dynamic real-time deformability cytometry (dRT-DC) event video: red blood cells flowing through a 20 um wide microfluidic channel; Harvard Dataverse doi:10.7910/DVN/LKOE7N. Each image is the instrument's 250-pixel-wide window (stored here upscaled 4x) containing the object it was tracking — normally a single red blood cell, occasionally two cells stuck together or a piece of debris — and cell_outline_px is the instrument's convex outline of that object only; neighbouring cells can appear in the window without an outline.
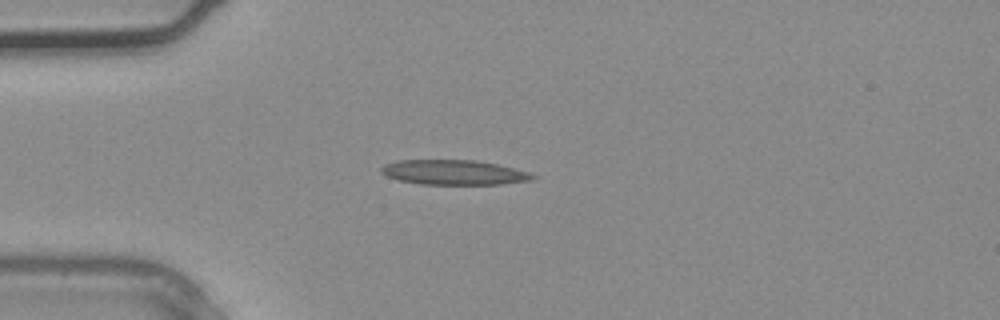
{"species": "common noctule bat (a hibernating species)", "species_latin": "Nyctalus noctula", "temperature_condition": "warm", "stored_images_in_passage": 1, "camera_frame_rate_fps": 3000, "um_per_image_px": 0.085, "animal": {"sex": "male", "body_mass_g": 20.4}, "frame": {"image": 1, "passage_image": 1, "time_ms": 0.0, "image_size_px": [1000, 320], "cell_outline_px": [[536, 176], [532, 180], [500, 184], [420, 184], [400, 180], [388, 176], [380, 172], [380, 168], [384, 164], [396, 160], [476, 160], [496, 164], [528, 172]], "centroid_in_image_um": [38.54, 14.65], "position_along_channel_um": 46.5, "area_um2": 21.73}}